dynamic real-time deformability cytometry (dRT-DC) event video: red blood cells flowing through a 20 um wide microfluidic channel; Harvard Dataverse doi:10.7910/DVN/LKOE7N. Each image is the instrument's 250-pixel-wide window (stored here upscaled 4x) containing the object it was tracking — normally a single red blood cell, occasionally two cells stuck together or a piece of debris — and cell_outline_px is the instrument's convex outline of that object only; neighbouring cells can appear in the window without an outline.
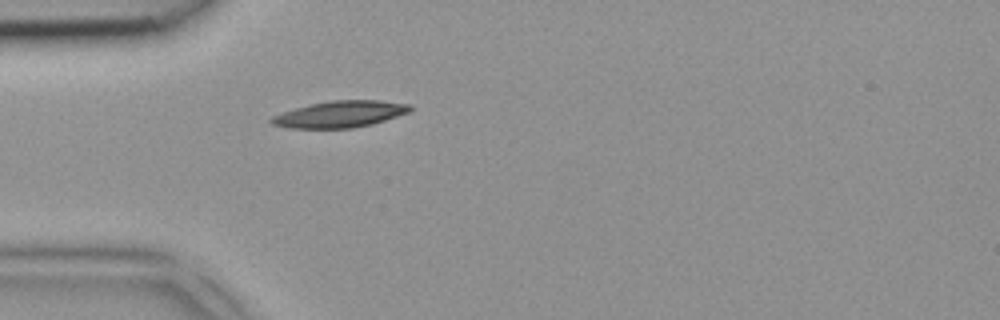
{"species": "common noctule bat (a hibernating species)", "species_latin": "Nyctalus noctula", "temperature_condition": "room temperature", "stored_images_in_passage": 1, "camera_frame_rate_fps": 3000, "um_per_image_px": 0.085, "animal": {"sex": "female", "body_mass_g": 18.4}, "frame": {"image": 1, "passage_image": 1, "time_ms": 0.0, "image_size_px": [1000, 320], "cell_outline_px": [[412, 108], [408, 112], [372, 124], [352, 128], [292, 128], [272, 124], [268, 120], [272, 116], [308, 104], [332, 100], [380, 100], [412, 104]], "centroid_in_image_um": [28.91, 9.69], "position_along_channel_um": 56.1, "area_um2": 21.33}}